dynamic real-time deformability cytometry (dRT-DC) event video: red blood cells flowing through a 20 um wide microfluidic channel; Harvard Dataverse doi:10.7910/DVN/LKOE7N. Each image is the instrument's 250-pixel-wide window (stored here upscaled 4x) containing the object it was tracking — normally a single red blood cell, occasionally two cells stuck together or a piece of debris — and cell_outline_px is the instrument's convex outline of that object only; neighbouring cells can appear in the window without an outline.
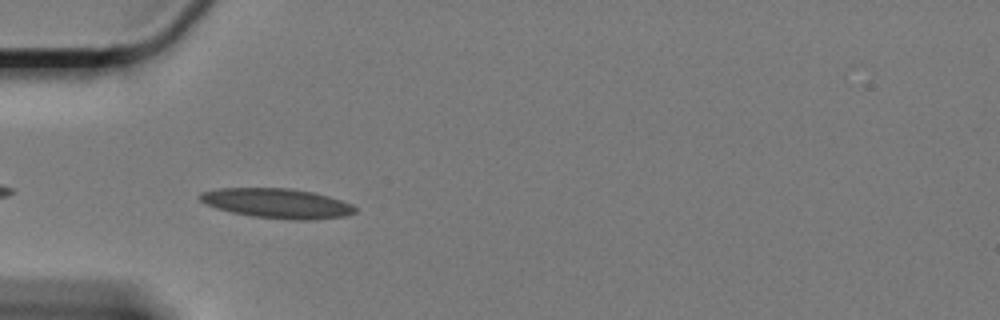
{"species": "Egyptian fruit bat (a non-hibernating species)", "species_latin": "Rousettus aegyptiacus", "temperature_condition": "cold", "stored_images_in_passage": 24, "camera_frame_rate_fps": 3000, "um_per_image_px": 0.085, "animal": {"sex": "female"}, "frame": {"image": 1, "passage_image": 2, "time_ms": 0.333, "image_size_px": [1000, 320], "cell_outline_px": [[356, 212], [344, 216], [316, 220], [292, 220], [252, 216], [232, 212], [216, 208], [204, 204], [196, 196], [200, 192], [216, 188], [292, 188], [316, 192], [352, 204], [356, 208]], "centroid_in_image_um": [23.53, 17.27], "position_along_channel_um": 61.5, "area_um2": 27.22}}
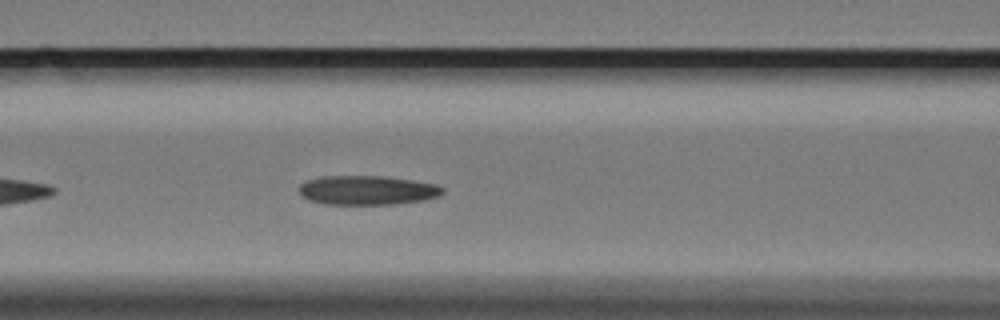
{"frame": {"image": 2, "passage_image": 9, "time_ms": 2.667, "image_size_px": [1000, 320], "cell_outline_px": [[444, 192], [440, 196], [424, 200], [396, 204], [324, 204], [308, 200], [300, 192], [300, 184], [304, 180], [320, 176], [384, 176], [412, 180], [436, 184], [444, 188]], "centroid_in_image_um": [31.22, 16.16], "position_along_channel_um": 135.4, "area_um2": 24.62}}
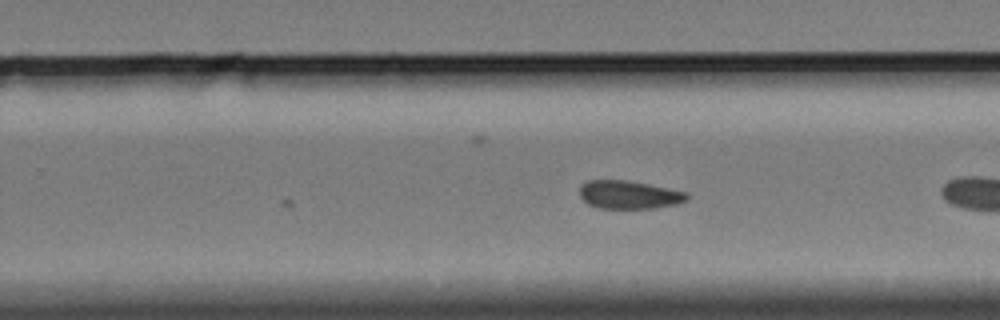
{"frame": {"image": 3, "passage_image": 19, "time_ms": 6.0, "image_size_px": [1000, 320], "cell_outline_px": [[688, 200], [676, 204], [656, 208], [596, 208], [588, 204], [580, 196], [580, 184], [588, 180], [628, 180], [688, 192]], "centroid_in_image_um": [53.46, 16.55], "position_along_channel_um": 276.3, "area_um2": 17.74}}